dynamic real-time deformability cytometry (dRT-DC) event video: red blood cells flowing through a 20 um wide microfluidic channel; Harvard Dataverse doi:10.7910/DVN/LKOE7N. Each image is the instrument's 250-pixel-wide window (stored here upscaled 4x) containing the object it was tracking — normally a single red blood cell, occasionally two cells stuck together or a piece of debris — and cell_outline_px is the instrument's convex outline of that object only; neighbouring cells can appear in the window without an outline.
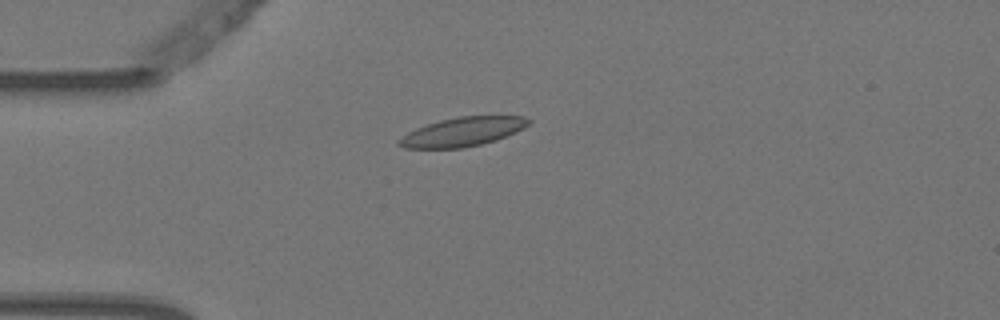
{"species": "Egyptian fruit bat (a non-hibernating species)", "species_latin": "Rousettus aegyptiacus", "temperature_condition": "warm", "stored_images_in_passage": 7, "camera_frame_rate_fps": 3000, "um_per_image_px": 0.085, "animal": {"sex": "female"}, "frame": {"image": 1, "passage_image": 5, "time_ms": 1.333, "image_size_px": [1000, 320], "cell_outline_px": [[532, 120], [524, 128], [496, 140], [480, 144], [460, 148], [404, 148], [396, 144], [396, 140], [408, 132], [416, 128], [440, 120], [460, 116], [524, 116]], "centroid_in_image_um": [39.3, 11.2], "position_along_channel_um": 45.7, "area_um2": 21.79}}
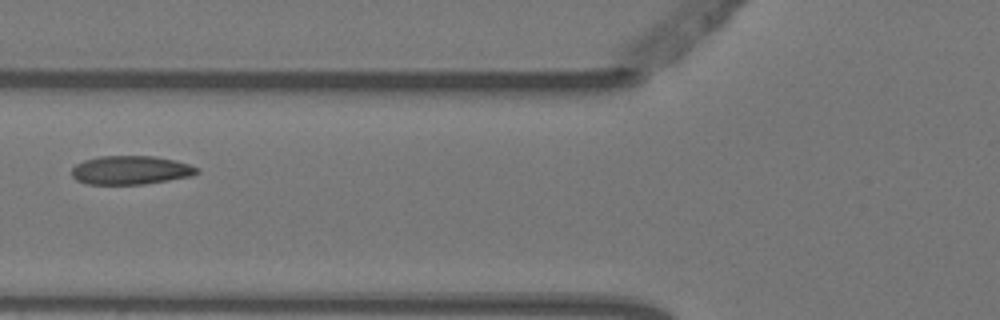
{"frame": {"image": 2, "passage_image": 7, "time_ms": 2.0, "image_size_px": [1000, 320], "cell_outline_px": [[200, 172], [192, 176], [144, 184], [88, 184], [76, 180], [72, 176], [72, 168], [76, 164], [84, 160], [100, 156], [156, 156], [188, 164], [200, 168]], "centroid_in_image_um": [11.11, 14.46], "position_along_channel_um": 114.7, "area_um2": 20.92}}